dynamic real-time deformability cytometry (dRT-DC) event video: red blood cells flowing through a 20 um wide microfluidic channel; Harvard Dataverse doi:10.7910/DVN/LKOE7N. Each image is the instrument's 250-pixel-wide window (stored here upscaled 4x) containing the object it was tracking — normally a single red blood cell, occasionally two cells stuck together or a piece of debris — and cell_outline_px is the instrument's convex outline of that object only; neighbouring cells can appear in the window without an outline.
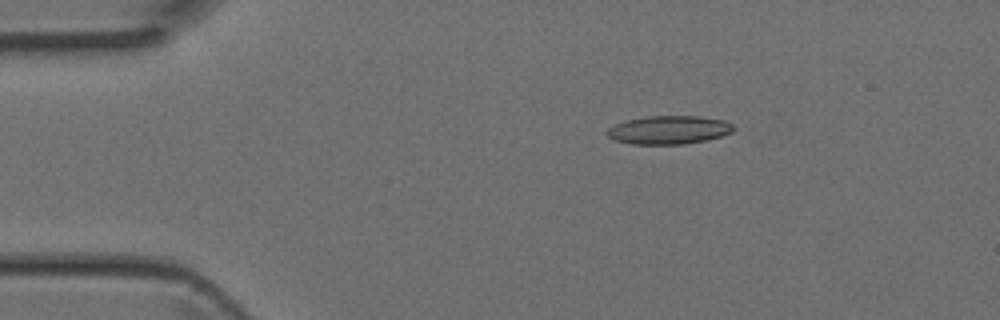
{"species": "Egyptian fruit bat (a non-hibernating species)", "species_latin": "Rousettus aegyptiacus", "temperature_condition": "room temperature", "stored_images_in_passage": 4, "camera_frame_rate_fps": 3000, "um_per_image_px": 0.085, "animal": {"sex": "female"}, "frame": {"image": 1, "passage_image": 1, "time_ms": 0.0, "image_size_px": [1000, 320], "cell_outline_px": [[736, 128], [732, 132], [708, 140], [684, 144], [632, 144], [616, 140], [608, 136], [604, 132], [608, 128], [624, 120], [648, 116], [700, 116], [724, 120], [732, 124]], "centroid_in_image_um": [56.86, 11.04], "position_along_channel_um": 28.1, "area_um2": 21.04}}
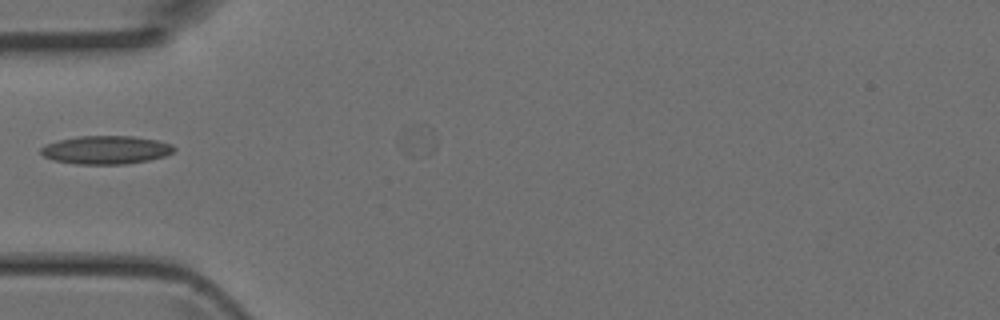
{"frame": {"image": 2, "passage_image": 3, "time_ms": 0.667, "image_size_px": [1000, 320], "cell_outline_px": [[176, 148], [172, 152], [164, 156], [148, 160], [124, 164], [76, 164], [52, 160], [44, 156], [40, 152], [40, 148], [48, 144], [60, 140], [80, 136], [132, 136], [160, 140], [172, 144]], "centroid_in_image_um": [9.03, 12.74], "position_along_channel_um": 76.0, "area_um2": 21.91}}